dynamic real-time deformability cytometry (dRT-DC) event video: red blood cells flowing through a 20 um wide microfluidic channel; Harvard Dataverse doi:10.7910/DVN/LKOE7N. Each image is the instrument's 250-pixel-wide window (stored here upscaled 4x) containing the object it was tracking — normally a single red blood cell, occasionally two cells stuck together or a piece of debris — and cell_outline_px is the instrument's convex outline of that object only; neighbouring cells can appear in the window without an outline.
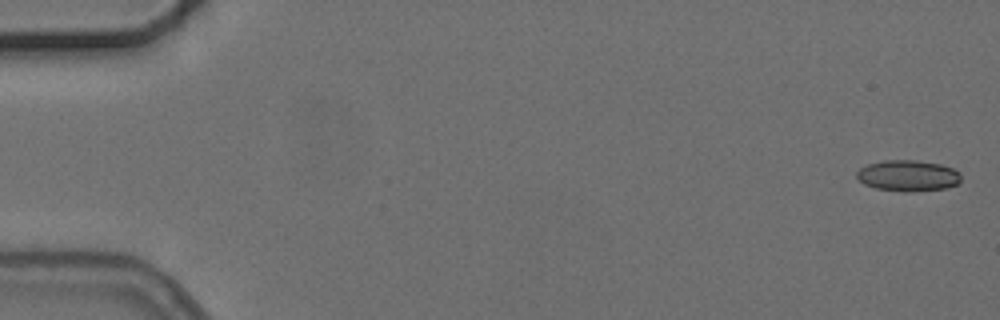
{"species": "common noctule bat (a hibernating species)", "species_latin": "Nyctalus noctula", "temperature_condition": "cold", "stored_images_in_passage": 3, "camera_frame_rate_fps": 3000, "um_per_image_px": 0.085, "animal": {"sex": "female", "body_mass_g": 24.6, "forearm_length_mm": 56.2}, "frame": {"image": 1, "passage_image": 1, "time_ms": 0.0, "image_size_px": [1000, 320], "cell_outline_px": [[960, 180], [956, 184], [944, 188], [904, 192], [876, 188], [864, 184], [856, 176], [856, 172], [860, 168], [868, 164], [884, 160], [916, 160], [940, 164], [952, 168], [960, 172]], "centroid_in_image_um": [77.16, 14.92], "position_along_channel_um": 7.8, "area_um2": 18.73}}